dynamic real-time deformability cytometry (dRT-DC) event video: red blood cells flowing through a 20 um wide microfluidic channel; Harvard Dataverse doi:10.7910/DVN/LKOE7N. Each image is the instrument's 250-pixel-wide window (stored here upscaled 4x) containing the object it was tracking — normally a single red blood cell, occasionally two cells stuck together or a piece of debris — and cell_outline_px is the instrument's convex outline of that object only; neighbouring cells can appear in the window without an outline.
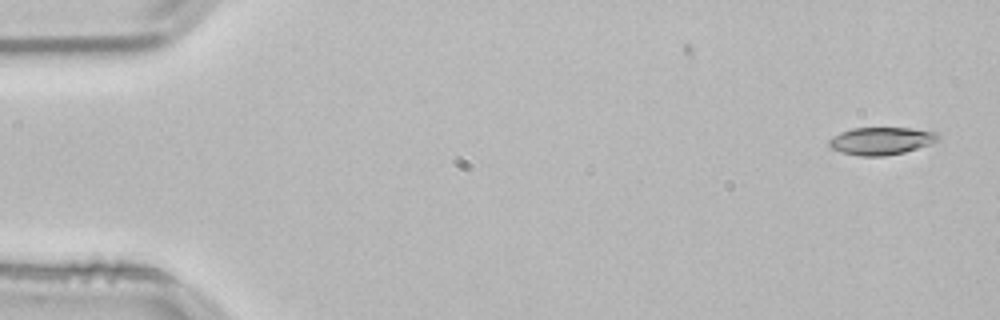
{"species": "common noctule bat (a hibernating species)", "species_latin": "Nyctalus noctula", "temperature_condition": "room temperature", "stored_images_in_passage": 4, "camera_frame_rate_fps": 3000, "um_per_image_px": 0.085, "animal": {"sex": "male", "body_mass_g": 21.5, "forearm_length_mm": 52.0}, "frame": {"image": 1, "passage_image": 1, "time_ms": 0.0, "image_size_px": [1000, 320], "cell_outline_px": [[940, 140], [932, 144], [904, 152], [884, 156], [860, 156], [840, 152], [832, 148], [828, 144], [828, 140], [840, 132], [852, 128], [912, 128], [940, 132]], "centroid_in_image_um": [74.96, 11.97], "position_along_channel_um": 10.0, "area_um2": 17.74}}